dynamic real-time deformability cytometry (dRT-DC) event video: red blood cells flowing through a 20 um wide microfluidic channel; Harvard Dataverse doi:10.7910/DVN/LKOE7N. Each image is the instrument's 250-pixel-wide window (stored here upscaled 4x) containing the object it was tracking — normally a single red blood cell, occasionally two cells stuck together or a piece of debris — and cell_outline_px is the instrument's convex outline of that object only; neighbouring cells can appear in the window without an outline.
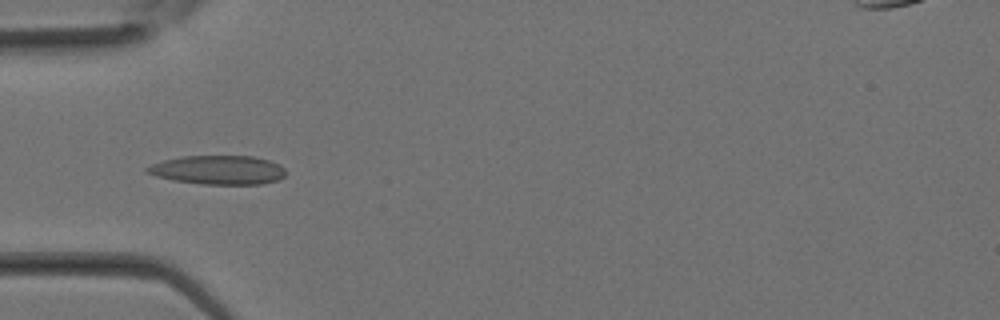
{"species": "Egyptian fruit bat (a non-hibernating species)", "species_latin": "Rousettus aegyptiacus", "temperature_condition": "room temperature", "stored_images_in_passage": 33, "camera_frame_rate_fps": 3000, "um_per_image_px": 0.085, "animal": {"sex": "female"}, "frame": {"image": 1, "passage_image": 11, "time_ms": 3.333, "image_size_px": [1000, 320], "cell_outline_px": [[288, 172], [280, 180], [260, 184], [200, 184], [172, 180], [156, 176], [144, 172], [144, 168], [152, 164], [164, 160], [184, 156], [252, 156], [268, 160], [280, 164]], "centroid_in_image_um": [18.56, 14.45], "position_along_channel_um": 66.4, "area_um2": 23.58}}
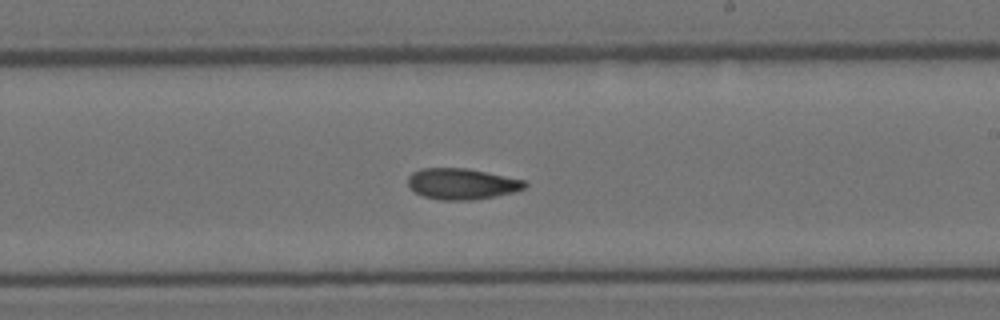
{"frame": {"image": 2, "passage_image": 20, "time_ms": 6.333, "image_size_px": [1000, 320], "cell_outline_px": [[528, 184], [524, 188], [512, 192], [496, 196], [472, 200], [440, 200], [424, 196], [408, 188], [408, 176], [412, 172], [420, 168], [468, 168], [524, 180]], "centroid_in_image_um": [39.22, 15.62], "position_along_channel_um": 249.8, "area_um2": 21.15}}
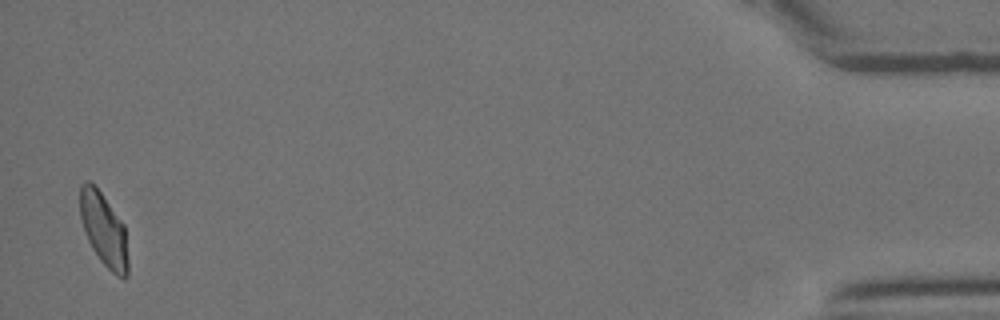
{"frame": {"image": 3, "passage_image": 33, "time_ms": 10.667, "image_size_px": [1000, 320], "cell_outline_px": [[128, 276], [124, 280], [116, 276], [100, 260], [92, 248], [88, 240], [80, 216], [80, 184], [84, 180], [88, 180], [100, 192], [124, 224], [128, 260]], "centroid_in_image_um": [8.83, 19.55], "position_along_channel_um": 426.4, "area_um2": 20.35}}